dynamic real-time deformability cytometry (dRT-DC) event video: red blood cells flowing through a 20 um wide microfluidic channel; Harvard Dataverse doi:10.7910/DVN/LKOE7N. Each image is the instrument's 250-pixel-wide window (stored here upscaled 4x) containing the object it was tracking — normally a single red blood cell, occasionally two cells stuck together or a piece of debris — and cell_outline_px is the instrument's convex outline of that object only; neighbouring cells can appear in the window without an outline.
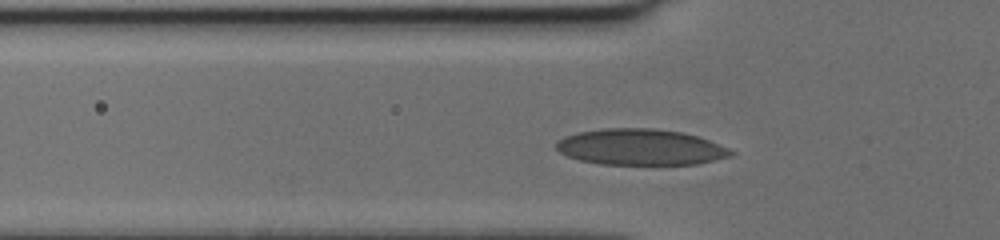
{"species": "human", "species_latin": "Homo sapiens", "temperature_condition": "cold", "stored_images_in_passage": 30, "camera_frame_rate_fps": 3000, "um_per_image_px": 0.085, "donor": {"sex": "female"}, "frame": {"image": 1, "passage_image": 7, "time_ms": 2.0, "image_size_px": [1000, 240], "cell_outline_px": [[736, 152], [732, 156], [696, 164], [600, 164], [580, 160], [568, 156], [560, 152], [556, 148], [556, 144], [564, 136], [580, 132], [604, 128], [652, 128], [680, 132], [696, 136], [708, 140], [728, 148]], "centroid_in_image_um": [54.45, 12.5], "position_along_channel_um": 71.4, "area_um2": 36.41}}
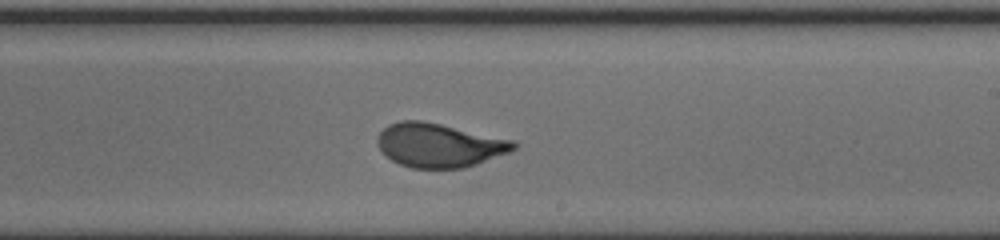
{"frame": {"image": 2, "passage_image": 20, "time_ms": 6.333, "image_size_px": [1000, 240], "cell_outline_px": [[520, 144], [516, 148], [508, 152], [476, 164], [464, 168], [412, 168], [400, 164], [392, 160], [380, 148], [376, 140], [380, 132], [388, 124], [400, 120], [420, 120], [440, 124], [516, 140]], "centroid_in_image_um": [37.36, 12.33], "position_along_channel_um": 251.6, "area_um2": 34.74}}
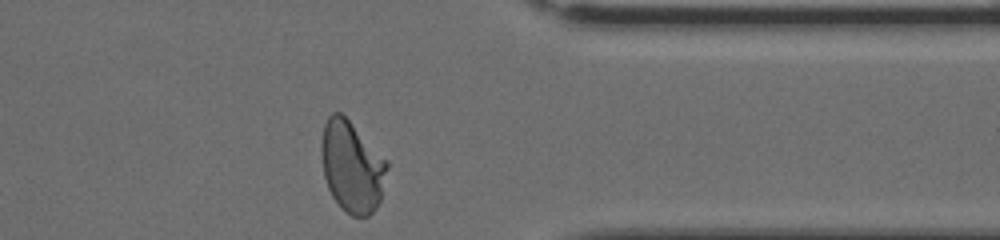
{"frame": {"image": 3, "passage_image": 30, "time_ms": 9.667, "image_size_px": [1000, 240], "cell_outline_px": [[388, 168], [380, 200], [376, 208], [368, 216], [352, 216], [340, 208], [332, 196], [328, 188], [324, 176], [320, 152], [320, 144], [324, 124], [328, 116], [332, 112], [340, 112], [388, 160]], "centroid_in_image_um": [29.9, 14.17], "position_along_channel_um": 381.5, "area_um2": 35.08}}